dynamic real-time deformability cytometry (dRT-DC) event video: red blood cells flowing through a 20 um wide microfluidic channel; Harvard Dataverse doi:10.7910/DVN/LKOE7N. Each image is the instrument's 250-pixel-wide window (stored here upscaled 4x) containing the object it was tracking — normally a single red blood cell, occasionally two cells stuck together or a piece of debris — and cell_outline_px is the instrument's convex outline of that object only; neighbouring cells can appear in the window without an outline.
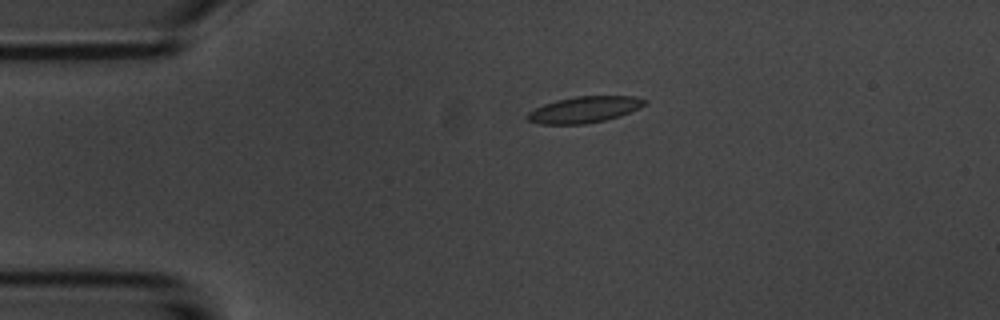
{"species": "common noctule bat (a hibernating species)", "species_latin": "Nyctalus noctula", "temperature_condition": "room temperature", "stored_images_in_passage": 55, "camera_frame_rate_fps": 3000, "um_per_image_px": 0.085, "animal": {"sex": "male", "body_mass_g": 20.1, "forearm_length_mm": 53.5}, "frame": {"image": 1, "passage_image": 12, "time_ms": 3.667, "image_size_px": [1000, 320], "cell_outline_px": [[648, 104], [640, 108], [620, 116], [604, 120], [584, 124], [540, 124], [528, 120], [524, 116], [528, 112], [544, 104], [556, 100], [576, 96], [636, 96], [648, 100]], "centroid_in_image_um": [49.7, 9.31], "position_along_channel_um": 35.3, "area_um2": 18.09}}
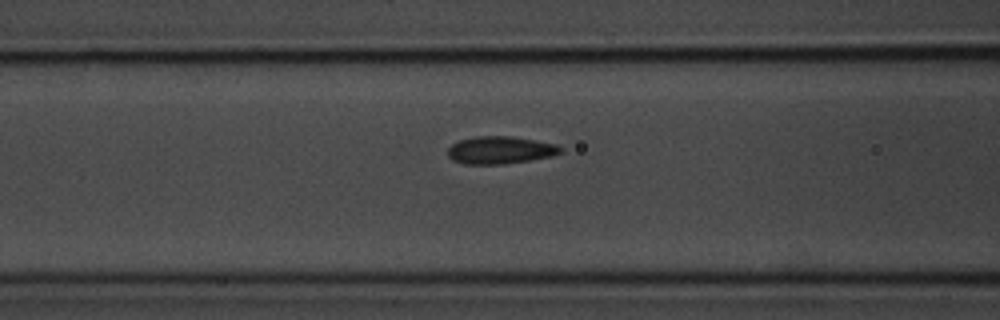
{"frame": {"image": 2, "passage_image": 22, "time_ms": 7.0, "image_size_px": [1000, 320], "cell_outline_px": [[564, 148], [560, 152], [552, 156], [504, 164], [464, 164], [452, 160], [448, 156], [448, 148], [452, 144], [460, 140], [476, 136], [512, 136], [556, 144]], "centroid_in_image_um": [42.5, 12.76], "position_along_channel_um": 124.1, "area_um2": 18.03}}
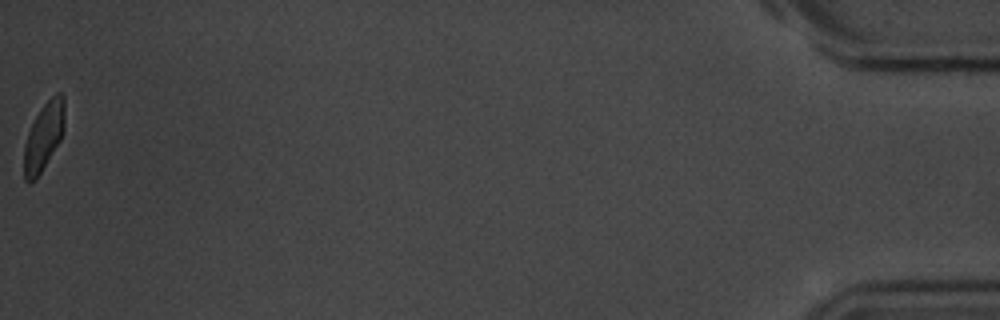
{"frame": {"image": 3, "passage_image": 55, "time_ms": 18.0, "image_size_px": [1000, 320], "cell_outline_px": [[64, 128], [60, 140], [36, 180], [28, 184], [24, 180], [24, 144], [28, 132], [36, 116], [44, 104], [56, 92], [60, 92], [64, 96]], "centroid_in_image_um": [3.71, 11.62], "position_along_channel_um": 431.5, "area_um2": 16.01}, "authors_computed_cell_mechanics": {"area_um2": 17.34, "velocity_mm_per_s": 3.7017, "shape_relaxation_time_tau1_ms": 2.5281, "shape_relaxation_time_tau2_ms": 0.7478, "deformation_change_tau1": 0.108, "deformation_change_tau2": 0.0584}}